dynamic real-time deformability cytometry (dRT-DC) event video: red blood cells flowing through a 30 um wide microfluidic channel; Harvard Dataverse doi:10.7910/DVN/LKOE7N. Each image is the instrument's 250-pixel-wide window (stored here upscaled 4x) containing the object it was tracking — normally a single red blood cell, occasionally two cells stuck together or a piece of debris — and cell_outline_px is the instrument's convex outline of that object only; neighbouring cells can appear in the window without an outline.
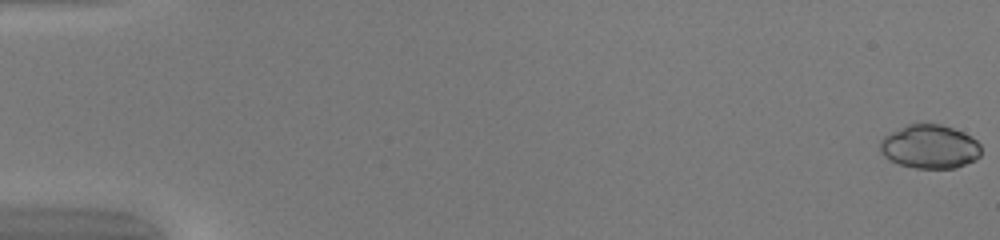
{"species": "common noctule bat (a hibernating species)", "species_latin": "Nyctalus noctula", "temperature_condition": "warm", "stored_images_in_passage": 51, "camera_frame_rate_fps": 3000, "um_per_image_px": 0.085, "animal": {"sex": "female", "body_mass_g": 20.0, "forearm_length_mm": 54.0}, "frame": {"image": 1, "passage_image": 1, "time_ms": 0.0, "image_size_px": [1000, 240], "cell_outline_px": [[980, 156], [976, 160], [956, 168], [916, 168], [900, 164], [888, 160], [880, 152], [880, 140], [884, 136], [908, 124], [940, 124], [964, 132], [972, 136], [980, 144]], "centroid_in_image_um": [79.04, 12.47], "position_along_channel_um": 6.0, "area_um2": 25.84}}
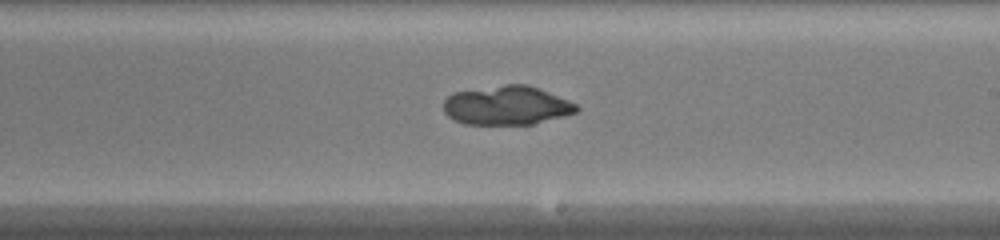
{"frame": {"image": 2, "passage_image": 31, "time_ms": 10.0, "image_size_px": [1000, 240], "cell_outline_px": [[580, 108], [576, 112], [532, 124], [464, 124], [452, 120], [444, 112], [444, 100], [452, 92], [504, 84], [528, 84], [568, 100], [576, 104]], "centroid_in_image_um": [43.03, 8.95], "position_along_channel_um": 246.0, "area_um2": 30.17}}
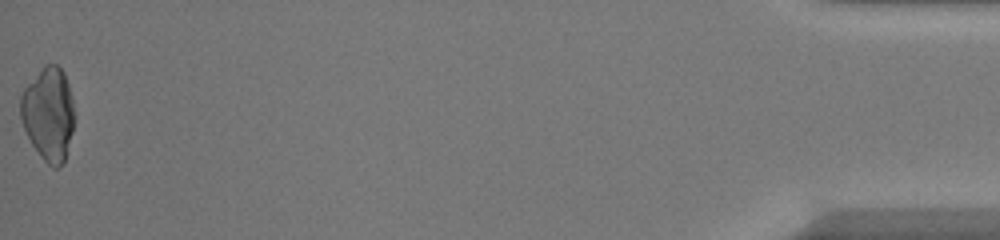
{"frame": {"image": 3, "passage_image": 51, "time_ms": 16.667, "image_size_px": [1000, 240], "cell_outline_px": [[72, 132], [64, 164], [56, 168], [52, 168], [40, 156], [32, 144], [24, 128], [20, 116], [20, 96], [24, 88], [44, 64], [56, 64], [64, 72], [68, 84], [72, 100]], "centroid_in_image_um": [4.1, 9.69], "position_along_channel_um": 431.1, "area_um2": 29.07}, "authors_computed_cell_mechanics": {"area_um2": 29.1312, "velocity_mm_per_s": 4.1947, "shape_relaxation_time_tau1_ms": null, "shape_relaxation_time_tau2_ms": 2.7844, "deformation_change_tau1": null, "deformation_change_tau2": 0.034}}